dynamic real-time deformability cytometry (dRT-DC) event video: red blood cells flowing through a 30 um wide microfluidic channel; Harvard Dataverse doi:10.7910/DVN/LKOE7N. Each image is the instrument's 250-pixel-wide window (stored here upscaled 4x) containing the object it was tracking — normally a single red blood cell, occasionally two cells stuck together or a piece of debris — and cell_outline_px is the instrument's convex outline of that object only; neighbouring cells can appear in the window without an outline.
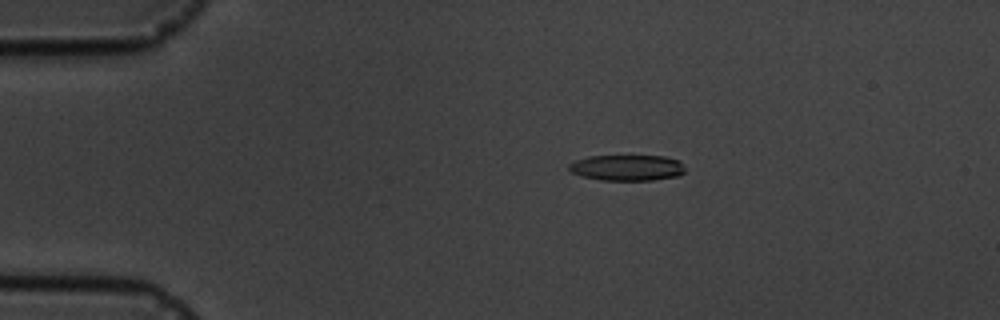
{"species": "common noctule bat (a hibernating species)", "species_latin": "Nyctalus noctula", "temperature_condition": "cold", "stored_images_in_passage": 10, "camera_frame_rate_fps": 3000, "um_per_image_px": 0.085, "animal": {"sex": "male", "body_mass_g": 19.5, "forearm_length_mm": 54.6}, "frame": {"image": 1, "passage_image": 4, "time_ms": 3.333, "image_size_px": [1000, 320], "cell_outline_px": [[684, 172], [680, 176], [652, 180], [600, 180], [584, 176], [572, 172], [568, 168], [568, 164], [576, 160], [588, 156], [664, 156], [680, 160], [684, 168]], "centroid_in_image_um": [53.33, 14.25], "position_along_channel_um": 31.7, "area_um2": 17.51}}
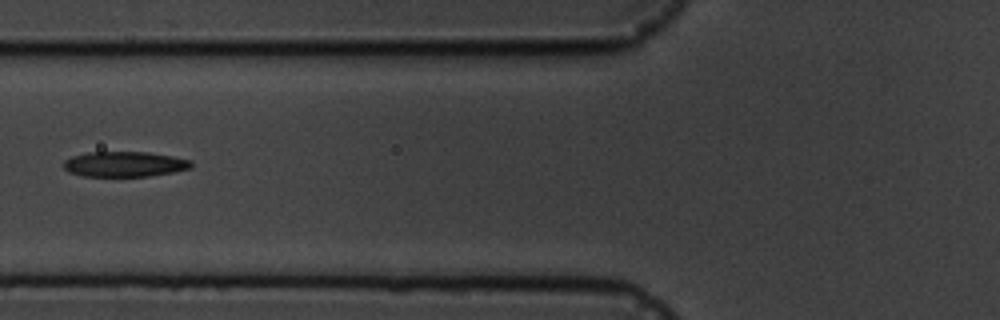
{"frame": {"image": 2, "passage_image": 7, "time_ms": 7.0, "image_size_px": [1000, 320], "cell_outline_px": [[192, 168], [172, 172], [148, 176], [84, 176], [68, 172], [64, 168], [64, 160], [72, 156], [88, 152], [148, 152], [172, 156], [192, 160]], "centroid_in_image_um": [10.59, 13.95], "position_along_channel_um": 115.2, "area_um2": 18.79}}
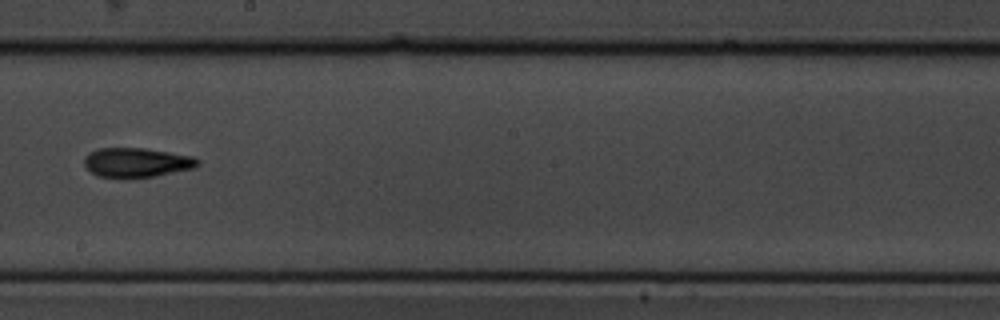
{"frame": {"image": 3, "passage_image": 10, "time_ms": 10.333, "image_size_px": [1000, 320], "cell_outline_px": [[200, 164], [196, 168], [152, 176], [96, 176], [84, 164], [84, 160], [92, 152], [100, 148], [144, 148], [192, 156], [200, 160]], "centroid_in_image_um": [11.68, 13.79], "position_along_channel_um": 236.5, "area_um2": 18.84}}